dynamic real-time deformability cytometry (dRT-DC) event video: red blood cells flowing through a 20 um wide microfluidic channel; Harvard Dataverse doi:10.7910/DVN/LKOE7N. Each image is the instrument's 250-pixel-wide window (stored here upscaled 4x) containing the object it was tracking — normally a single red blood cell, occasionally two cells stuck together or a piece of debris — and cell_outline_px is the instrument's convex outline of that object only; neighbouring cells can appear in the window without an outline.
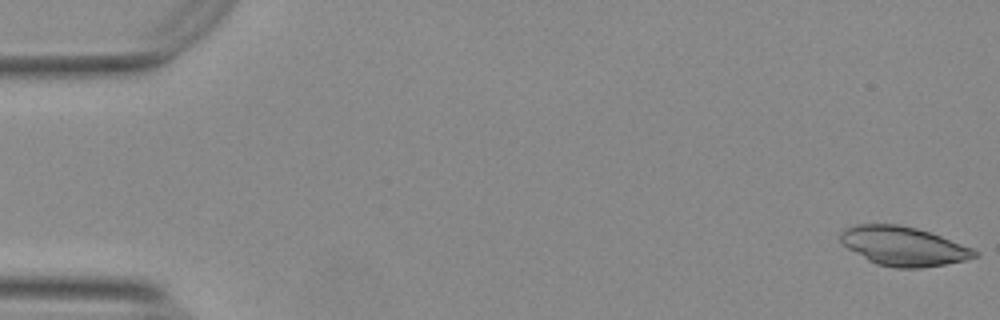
{"species": "Egyptian fruit bat (a non-hibernating species)", "species_latin": "Rousettus aegyptiacus", "temperature_condition": "warm", "stored_images_in_passage": 32, "camera_frame_rate_fps": 3000, "um_per_image_px": 0.085, "animal": {"sex": "female"}, "frame": {"image": 1, "passage_image": 1, "time_ms": 0.0, "image_size_px": [1000, 320], "cell_outline_px": [[980, 256], [964, 260], [944, 264], [920, 268], [896, 268], [876, 264], [868, 260], [848, 248], [840, 240], [840, 232], [844, 228], [856, 224], [900, 224], [916, 228], [940, 236], [972, 248], [980, 252]], "centroid_in_image_um": [76.78, 20.92], "position_along_channel_um": 8.2, "area_um2": 30.46}}
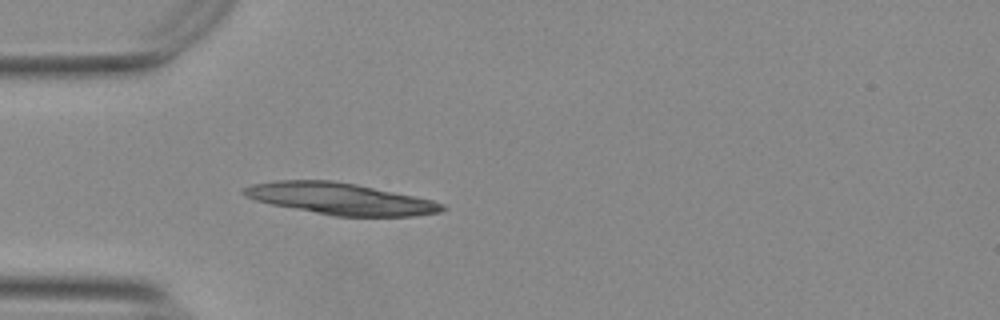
{"frame": {"image": 2, "passage_image": 16, "time_ms": 5.0, "image_size_px": [1000, 320], "cell_outline_px": [[448, 208], [440, 212], [416, 216], [336, 216], [272, 204], [256, 200], [244, 196], [240, 192], [244, 188], [252, 184], [276, 180], [332, 180], [356, 184], [432, 200], [444, 204]], "centroid_in_image_um": [28.93, 16.89], "position_along_channel_um": 56.1, "area_um2": 36.24}}